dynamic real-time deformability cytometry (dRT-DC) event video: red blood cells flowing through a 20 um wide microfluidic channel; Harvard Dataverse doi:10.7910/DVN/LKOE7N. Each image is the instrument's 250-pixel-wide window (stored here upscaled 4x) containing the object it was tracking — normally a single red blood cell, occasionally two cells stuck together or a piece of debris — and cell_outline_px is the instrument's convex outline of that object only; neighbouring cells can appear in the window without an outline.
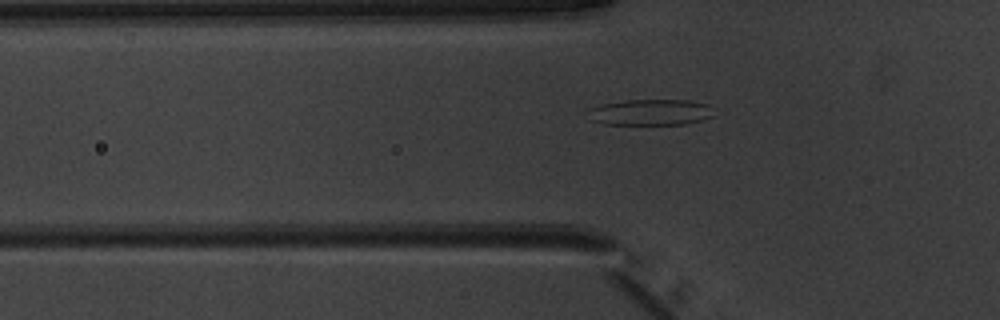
{"species": "common noctule bat (a hibernating species)", "species_latin": "Nyctalus noctula", "temperature_condition": "warm", "stored_images_in_passage": 37, "camera_frame_rate_fps": 3000, "um_per_image_px": 0.085, "animal": {"sex": "male", "body_mass_g": 20.1, "forearm_length_mm": 53.5}, "frame": {"image": 1, "passage_image": 3, "time_ms": 0.667, "image_size_px": [1000, 320], "cell_outline_px": [[716, 116], [704, 120], [688, 124], [604, 124], [588, 120], [588, 108], [604, 104], [624, 100], [688, 100], [708, 104]], "centroid_in_image_um": [55.31, 9.55], "position_along_channel_um": 70.5, "area_um2": 19.36}}
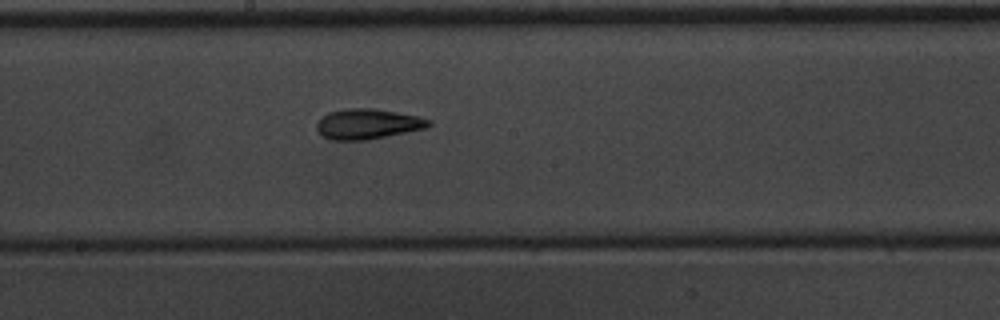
{"frame": {"image": 2, "passage_image": 14, "time_ms": 4.333, "image_size_px": [1000, 320], "cell_outline_px": [[432, 124], [424, 128], [408, 132], [368, 140], [332, 140], [324, 136], [316, 128], [316, 124], [328, 112], [344, 108], [372, 108], [420, 116], [432, 120]], "centroid_in_image_um": [31.28, 10.53], "position_along_channel_um": 216.9, "area_um2": 19.77}}
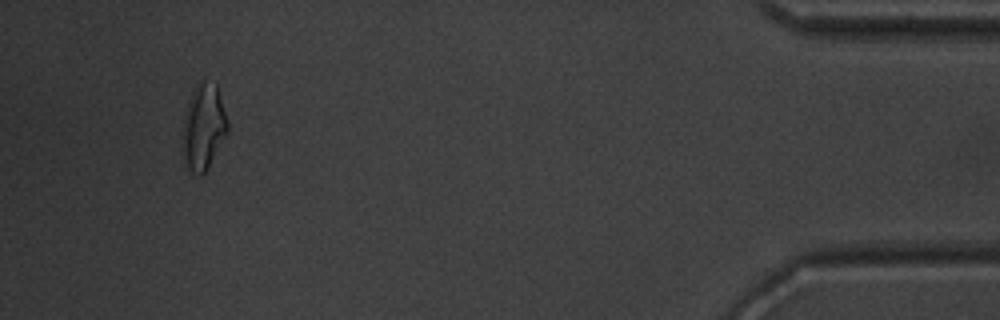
{"frame": {"image": 3, "passage_image": 34, "time_ms": 11.0, "image_size_px": [1000, 320], "cell_outline_px": [[228, 132], [204, 172], [200, 176], [196, 176], [184, 168], [180, 152], [180, 136], [184, 116], [192, 92], [196, 84], [204, 76], [216, 84], [228, 124]], "centroid_in_image_um": [17.21, 10.83], "position_along_channel_um": 418.0, "area_um2": 23.24}, "authors_computed_cell_mechanics": {"area_um2": 19.3052, "velocity_mm_per_s": 3.9877, "shape_relaxation_time_tau1_ms": 8.9926, "shape_relaxation_time_tau2_ms": 2.7282, "deformation_change_tau1": 0.2451, "deformation_change_tau2": 0.0917}}